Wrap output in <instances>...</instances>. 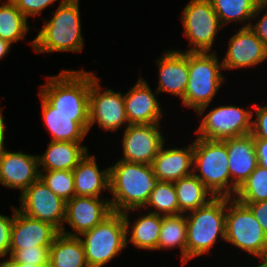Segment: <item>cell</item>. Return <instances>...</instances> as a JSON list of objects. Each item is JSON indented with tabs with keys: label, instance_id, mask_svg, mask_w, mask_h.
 <instances>
[{
	"label": "cell",
	"instance_id": "cell-1",
	"mask_svg": "<svg viewBox=\"0 0 267 267\" xmlns=\"http://www.w3.org/2000/svg\"><path fill=\"white\" fill-rule=\"evenodd\" d=\"M158 182L152 165L118 160L109 167L112 211L122 213L143 208Z\"/></svg>",
	"mask_w": 267,
	"mask_h": 267
},
{
	"label": "cell",
	"instance_id": "cell-18",
	"mask_svg": "<svg viewBox=\"0 0 267 267\" xmlns=\"http://www.w3.org/2000/svg\"><path fill=\"white\" fill-rule=\"evenodd\" d=\"M159 71V82L156 91L171 93L175 97L184 98L189 81L188 52L180 50H166L156 59Z\"/></svg>",
	"mask_w": 267,
	"mask_h": 267
},
{
	"label": "cell",
	"instance_id": "cell-39",
	"mask_svg": "<svg viewBox=\"0 0 267 267\" xmlns=\"http://www.w3.org/2000/svg\"><path fill=\"white\" fill-rule=\"evenodd\" d=\"M241 203L245 204L251 210L253 216L259 222L263 231L267 234V200Z\"/></svg>",
	"mask_w": 267,
	"mask_h": 267
},
{
	"label": "cell",
	"instance_id": "cell-31",
	"mask_svg": "<svg viewBox=\"0 0 267 267\" xmlns=\"http://www.w3.org/2000/svg\"><path fill=\"white\" fill-rule=\"evenodd\" d=\"M149 207V209H148ZM153 210L150 213L161 216H173L183 214L179 209L177 194L173 182L159 181L151 191L145 210Z\"/></svg>",
	"mask_w": 267,
	"mask_h": 267
},
{
	"label": "cell",
	"instance_id": "cell-32",
	"mask_svg": "<svg viewBox=\"0 0 267 267\" xmlns=\"http://www.w3.org/2000/svg\"><path fill=\"white\" fill-rule=\"evenodd\" d=\"M234 198L239 202L267 200V168L257 165L255 170L237 189Z\"/></svg>",
	"mask_w": 267,
	"mask_h": 267
},
{
	"label": "cell",
	"instance_id": "cell-20",
	"mask_svg": "<svg viewBox=\"0 0 267 267\" xmlns=\"http://www.w3.org/2000/svg\"><path fill=\"white\" fill-rule=\"evenodd\" d=\"M39 97L42 118L51 134V141L81 143L88 133L89 116L57 113L40 94Z\"/></svg>",
	"mask_w": 267,
	"mask_h": 267
},
{
	"label": "cell",
	"instance_id": "cell-17",
	"mask_svg": "<svg viewBox=\"0 0 267 267\" xmlns=\"http://www.w3.org/2000/svg\"><path fill=\"white\" fill-rule=\"evenodd\" d=\"M38 156L5 149L0 156V184L25 191L40 177Z\"/></svg>",
	"mask_w": 267,
	"mask_h": 267
},
{
	"label": "cell",
	"instance_id": "cell-41",
	"mask_svg": "<svg viewBox=\"0 0 267 267\" xmlns=\"http://www.w3.org/2000/svg\"><path fill=\"white\" fill-rule=\"evenodd\" d=\"M5 131H6V124L3 119V112L2 108L0 107V156L3 153V151L6 149L5 147Z\"/></svg>",
	"mask_w": 267,
	"mask_h": 267
},
{
	"label": "cell",
	"instance_id": "cell-25",
	"mask_svg": "<svg viewBox=\"0 0 267 267\" xmlns=\"http://www.w3.org/2000/svg\"><path fill=\"white\" fill-rule=\"evenodd\" d=\"M88 149L81 143L50 141L46 151L38 156L40 171L70 170L87 155Z\"/></svg>",
	"mask_w": 267,
	"mask_h": 267
},
{
	"label": "cell",
	"instance_id": "cell-8",
	"mask_svg": "<svg viewBox=\"0 0 267 267\" xmlns=\"http://www.w3.org/2000/svg\"><path fill=\"white\" fill-rule=\"evenodd\" d=\"M79 237L89 267H102L108 264L127 247L123 214L112 212L101 223Z\"/></svg>",
	"mask_w": 267,
	"mask_h": 267
},
{
	"label": "cell",
	"instance_id": "cell-46",
	"mask_svg": "<svg viewBox=\"0 0 267 267\" xmlns=\"http://www.w3.org/2000/svg\"><path fill=\"white\" fill-rule=\"evenodd\" d=\"M262 2L267 6V0H262Z\"/></svg>",
	"mask_w": 267,
	"mask_h": 267
},
{
	"label": "cell",
	"instance_id": "cell-15",
	"mask_svg": "<svg viewBox=\"0 0 267 267\" xmlns=\"http://www.w3.org/2000/svg\"><path fill=\"white\" fill-rule=\"evenodd\" d=\"M228 42L222 58L224 70L257 67L267 59V49L250 27H241Z\"/></svg>",
	"mask_w": 267,
	"mask_h": 267
},
{
	"label": "cell",
	"instance_id": "cell-21",
	"mask_svg": "<svg viewBox=\"0 0 267 267\" xmlns=\"http://www.w3.org/2000/svg\"><path fill=\"white\" fill-rule=\"evenodd\" d=\"M161 146L152 163L155 176L159 181L175 182L193 174V142L182 148Z\"/></svg>",
	"mask_w": 267,
	"mask_h": 267
},
{
	"label": "cell",
	"instance_id": "cell-29",
	"mask_svg": "<svg viewBox=\"0 0 267 267\" xmlns=\"http://www.w3.org/2000/svg\"><path fill=\"white\" fill-rule=\"evenodd\" d=\"M210 1L212 3L213 10L219 17L220 23L223 27H225L226 24L236 22L241 24L243 23L244 25L242 26V28H247L252 23V16L254 15L257 6L262 0H210Z\"/></svg>",
	"mask_w": 267,
	"mask_h": 267
},
{
	"label": "cell",
	"instance_id": "cell-42",
	"mask_svg": "<svg viewBox=\"0 0 267 267\" xmlns=\"http://www.w3.org/2000/svg\"><path fill=\"white\" fill-rule=\"evenodd\" d=\"M11 46L12 44H10L8 41L0 38V60H2L4 56L8 54L11 49Z\"/></svg>",
	"mask_w": 267,
	"mask_h": 267
},
{
	"label": "cell",
	"instance_id": "cell-24",
	"mask_svg": "<svg viewBox=\"0 0 267 267\" xmlns=\"http://www.w3.org/2000/svg\"><path fill=\"white\" fill-rule=\"evenodd\" d=\"M76 196L100 197L109 190V167L100 169L95 155H87L72 170Z\"/></svg>",
	"mask_w": 267,
	"mask_h": 267
},
{
	"label": "cell",
	"instance_id": "cell-6",
	"mask_svg": "<svg viewBox=\"0 0 267 267\" xmlns=\"http://www.w3.org/2000/svg\"><path fill=\"white\" fill-rule=\"evenodd\" d=\"M193 147V174L215 197H234L238 188L230 178L226 139L196 137Z\"/></svg>",
	"mask_w": 267,
	"mask_h": 267
},
{
	"label": "cell",
	"instance_id": "cell-26",
	"mask_svg": "<svg viewBox=\"0 0 267 267\" xmlns=\"http://www.w3.org/2000/svg\"><path fill=\"white\" fill-rule=\"evenodd\" d=\"M49 267H89L80 237L59 233L49 249Z\"/></svg>",
	"mask_w": 267,
	"mask_h": 267
},
{
	"label": "cell",
	"instance_id": "cell-16",
	"mask_svg": "<svg viewBox=\"0 0 267 267\" xmlns=\"http://www.w3.org/2000/svg\"><path fill=\"white\" fill-rule=\"evenodd\" d=\"M149 84L141 76L124 96L125 111L129 125L161 124L163 110Z\"/></svg>",
	"mask_w": 267,
	"mask_h": 267
},
{
	"label": "cell",
	"instance_id": "cell-22",
	"mask_svg": "<svg viewBox=\"0 0 267 267\" xmlns=\"http://www.w3.org/2000/svg\"><path fill=\"white\" fill-rule=\"evenodd\" d=\"M231 182L239 188L258 165L251 133L226 139Z\"/></svg>",
	"mask_w": 267,
	"mask_h": 267
},
{
	"label": "cell",
	"instance_id": "cell-30",
	"mask_svg": "<svg viewBox=\"0 0 267 267\" xmlns=\"http://www.w3.org/2000/svg\"><path fill=\"white\" fill-rule=\"evenodd\" d=\"M0 5V38L10 44L24 40L29 32L28 19L11 0Z\"/></svg>",
	"mask_w": 267,
	"mask_h": 267
},
{
	"label": "cell",
	"instance_id": "cell-7",
	"mask_svg": "<svg viewBox=\"0 0 267 267\" xmlns=\"http://www.w3.org/2000/svg\"><path fill=\"white\" fill-rule=\"evenodd\" d=\"M225 242L261 260H267V234L251 210L234 197H226Z\"/></svg>",
	"mask_w": 267,
	"mask_h": 267
},
{
	"label": "cell",
	"instance_id": "cell-36",
	"mask_svg": "<svg viewBox=\"0 0 267 267\" xmlns=\"http://www.w3.org/2000/svg\"><path fill=\"white\" fill-rule=\"evenodd\" d=\"M253 111H255L256 118L252 119V131L254 139L267 140V104L259 106L256 103L251 105Z\"/></svg>",
	"mask_w": 267,
	"mask_h": 267
},
{
	"label": "cell",
	"instance_id": "cell-13",
	"mask_svg": "<svg viewBox=\"0 0 267 267\" xmlns=\"http://www.w3.org/2000/svg\"><path fill=\"white\" fill-rule=\"evenodd\" d=\"M162 133L160 124L128 125L122 136L120 160L152 165L166 140Z\"/></svg>",
	"mask_w": 267,
	"mask_h": 267
},
{
	"label": "cell",
	"instance_id": "cell-10",
	"mask_svg": "<svg viewBox=\"0 0 267 267\" xmlns=\"http://www.w3.org/2000/svg\"><path fill=\"white\" fill-rule=\"evenodd\" d=\"M252 111L230 104L219 105L205 114L197 113L204 116L195 134L199 138L221 141L249 134L252 131Z\"/></svg>",
	"mask_w": 267,
	"mask_h": 267
},
{
	"label": "cell",
	"instance_id": "cell-27",
	"mask_svg": "<svg viewBox=\"0 0 267 267\" xmlns=\"http://www.w3.org/2000/svg\"><path fill=\"white\" fill-rule=\"evenodd\" d=\"M180 211L185 214L208 204L215 196L194 174L173 182Z\"/></svg>",
	"mask_w": 267,
	"mask_h": 267
},
{
	"label": "cell",
	"instance_id": "cell-43",
	"mask_svg": "<svg viewBox=\"0 0 267 267\" xmlns=\"http://www.w3.org/2000/svg\"><path fill=\"white\" fill-rule=\"evenodd\" d=\"M12 267H49V265H35L26 263H16L10 257L5 259Z\"/></svg>",
	"mask_w": 267,
	"mask_h": 267
},
{
	"label": "cell",
	"instance_id": "cell-45",
	"mask_svg": "<svg viewBox=\"0 0 267 267\" xmlns=\"http://www.w3.org/2000/svg\"><path fill=\"white\" fill-rule=\"evenodd\" d=\"M0 267H12L5 259L0 261Z\"/></svg>",
	"mask_w": 267,
	"mask_h": 267
},
{
	"label": "cell",
	"instance_id": "cell-2",
	"mask_svg": "<svg viewBox=\"0 0 267 267\" xmlns=\"http://www.w3.org/2000/svg\"><path fill=\"white\" fill-rule=\"evenodd\" d=\"M54 13V14H53ZM30 44L37 53L81 52L84 38L81 30L79 0H66L53 11Z\"/></svg>",
	"mask_w": 267,
	"mask_h": 267
},
{
	"label": "cell",
	"instance_id": "cell-44",
	"mask_svg": "<svg viewBox=\"0 0 267 267\" xmlns=\"http://www.w3.org/2000/svg\"><path fill=\"white\" fill-rule=\"evenodd\" d=\"M252 267H267V260H261V263H257L256 266Z\"/></svg>",
	"mask_w": 267,
	"mask_h": 267
},
{
	"label": "cell",
	"instance_id": "cell-40",
	"mask_svg": "<svg viewBox=\"0 0 267 267\" xmlns=\"http://www.w3.org/2000/svg\"><path fill=\"white\" fill-rule=\"evenodd\" d=\"M254 146L258 160V165L267 168V140L254 139Z\"/></svg>",
	"mask_w": 267,
	"mask_h": 267
},
{
	"label": "cell",
	"instance_id": "cell-38",
	"mask_svg": "<svg viewBox=\"0 0 267 267\" xmlns=\"http://www.w3.org/2000/svg\"><path fill=\"white\" fill-rule=\"evenodd\" d=\"M265 9L266 11L264 12ZM262 11L264 14L262 13ZM260 15L262 16L259 17ZM252 20L253 21L256 20V22L254 24L251 23L249 27L256 34V36L262 41L265 48L267 49V6L262 1L257 6V9L254 15L252 16Z\"/></svg>",
	"mask_w": 267,
	"mask_h": 267
},
{
	"label": "cell",
	"instance_id": "cell-9",
	"mask_svg": "<svg viewBox=\"0 0 267 267\" xmlns=\"http://www.w3.org/2000/svg\"><path fill=\"white\" fill-rule=\"evenodd\" d=\"M181 21L190 43L186 52H213L215 38L223 26L210 0H190L182 10Z\"/></svg>",
	"mask_w": 267,
	"mask_h": 267
},
{
	"label": "cell",
	"instance_id": "cell-35",
	"mask_svg": "<svg viewBox=\"0 0 267 267\" xmlns=\"http://www.w3.org/2000/svg\"><path fill=\"white\" fill-rule=\"evenodd\" d=\"M15 6L22 12V14L28 19L30 16L41 15L51 4H54L57 0H11ZM66 0H60V4Z\"/></svg>",
	"mask_w": 267,
	"mask_h": 267
},
{
	"label": "cell",
	"instance_id": "cell-19",
	"mask_svg": "<svg viewBox=\"0 0 267 267\" xmlns=\"http://www.w3.org/2000/svg\"><path fill=\"white\" fill-rule=\"evenodd\" d=\"M60 231L52 224L30 218L15 207V217L11 228L10 249L51 246Z\"/></svg>",
	"mask_w": 267,
	"mask_h": 267
},
{
	"label": "cell",
	"instance_id": "cell-33",
	"mask_svg": "<svg viewBox=\"0 0 267 267\" xmlns=\"http://www.w3.org/2000/svg\"><path fill=\"white\" fill-rule=\"evenodd\" d=\"M49 189L64 201L75 196L74 176L70 170L40 171L39 177Z\"/></svg>",
	"mask_w": 267,
	"mask_h": 267
},
{
	"label": "cell",
	"instance_id": "cell-34",
	"mask_svg": "<svg viewBox=\"0 0 267 267\" xmlns=\"http://www.w3.org/2000/svg\"><path fill=\"white\" fill-rule=\"evenodd\" d=\"M50 246H34L33 248L9 249V257L16 263L49 265Z\"/></svg>",
	"mask_w": 267,
	"mask_h": 267
},
{
	"label": "cell",
	"instance_id": "cell-12",
	"mask_svg": "<svg viewBox=\"0 0 267 267\" xmlns=\"http://www.w3.org/2000/svg\"><path fill=\"white\" fill-rule=\"evenodd\" d=\"M20 208L18 210L24 215L48 222L59 231L62 230L66 201L57 196L39 178L20 194Z\"/></svg>",
	"mask_w": 267,
	"mask_h": 267
},
{
	"label": "cell",
	"instance_id": "cell-23",
	"mask_svg": "<svg viewBox=\"0 0 267 267\" xmlns=\"http://www.w3.org/2000/svg\"><path fill=\"white\" fill-rule=\"evenodd\" d=\"M139 209H130L122 212L125 227H126V245L129 242L136 248L141 250L156 251L158 246L159 234L162 226V216L150 213L149 211L141 216L139 213L138 218H135L132 225L129 221V215L132 211Z\"/></svg>",
	"mask_w": 267,
	"mask_h": 267
},
{
	"label": "cell",
	"instance_id": "cell-14",
	"mask_svg": "<svg viewBox=\"0 0 267 267\" xmlns=\"http://www.w3.org/2000/svg\"><path fill=\"white\" fill-rule=\"evenodd\" d=\"M109 198L75 195L66 202L65 219L60 233L79 237L94 228L113 212ZM66 223L73 232L65 231Z\"/></svg>",
	"mask_w": 267,
	"mask_h": 267
},
{
	"label": "cell",
	"instance_id": "cell-37",
	"mask_svg": "<svg viewBox=\"0 0 267 267\" xmlns=\"http://www.w3.org/2000/svg\"><path fill=\"white\" fill-rule=\"evenodd\" d=\"M12 217L0 214V258L9 257L11 228L15 217V206Z\"/></svg>",
	"mask_w": 267,
	"mask_h": 267
},
{
	"label": "cell",
	"instance_id": "cell-3",
	"mask_svg": "<svg viewBox=\"0 0 267 267\" xmlns=\"http://www.w3.org/2000/svg\"><path fill=\"white\" fill-rule=\"evenodd\" d=\"M40 94L57 113L89 116V93L93 73L84 70H62L48 76Z\"/></svg>",
	"mask_w": 267,
	"mask_h": 267
},
{
	"label": "cell",
	"instance_id": "cell-11",
	"mask_svg": "<svg viewBox=\"0 0 267 267\" xmlns=\"http://www.w3.org/2000/svg\"><path fill=\"white\" fill-rule=\"evenodd\" d=\"M100 78L93 73V82L89 93V125L88 132L97 123L105 132H115L123 125H129L125 111L124 96L112 89L103 91Z\"/></svg>",
	"mask_w": 267,
	"mask_h": 267
},
{
	"label": "cell",
	"instance_id": "cell-4",
	"mask_svg": "<svg viewBox=\"0 0 267 267\" xmlns=\"http://www.w3.org/2000/svg\"><path fill=\"white\" fill-rule=\"evenodd\" d=\"M216 54V51L188 52L189 81L181 102L183 107L205 113L213 102L225 82L222 60Z\"/></svg>",
	"mask_w": 267,
	"mask_h": 267
},
{
	"label": "cell",
	"instance_id": "cell-5",
	"mask_svg": "<svg viewBox=\"0 0 267 267\" xmlns=\"http://www.w3.org/2000/svg\"><path fill=\"white\" fill-rule=\"evenodd\" d=\"M186 215V264L204 254L210 255L218 238L225 241L226 197H215L208 204Z\"/></svg>",
	"mask_w": 267,
	"mask_h": 267
},
{
	"label": "cell",
	"instance_id": "cell-28",
	"mask_svg": "<svg viewBox=\"0 0 267 267\" xmlns=\"http://www.w3.org/2000/svg\"><path fill=\"white\" fill-rule=\"evenodd\" d=\"M187 223L186 215L162 216V226L157 250L179 247L182 266L186 264Z\"/></svg>",
	"mask_w": 267,
	"mask_h": 267
}]
</instances>
